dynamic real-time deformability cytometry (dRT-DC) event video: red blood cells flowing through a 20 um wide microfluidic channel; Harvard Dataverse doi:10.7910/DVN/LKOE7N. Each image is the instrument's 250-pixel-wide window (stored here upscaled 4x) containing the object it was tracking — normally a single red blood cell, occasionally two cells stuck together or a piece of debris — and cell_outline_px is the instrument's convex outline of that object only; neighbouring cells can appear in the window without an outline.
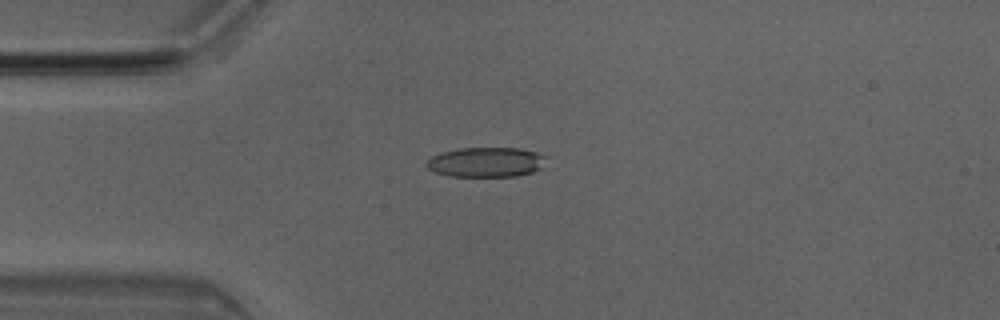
{"species": "Egyptian fruit bat (a non-hibernating species)", "species_latin": "Rousettus aegyptiacus", "temperature_condition": "room temperature", "stored_images_in_passage": 4, "camera_frame_rate_fps": 3000, "um_per_image_px": 0.085, "animal": {"sex": "male"}, "frame": {"image": 1, "passage_image": 4, "time_ms": 1.0, "image_size_px": [1000, 320], "cell_outline_px": [[548, 156], [540, 168], [532, 172], [516, 176], [448, 176], [436, 172], [428, 168], [424, 164], [432, 156], [440, 152], [460, 148], [520, 148], [536, 152]], "centroid_in_image_um": [41.31, 13.77], "position_along_channel_um": 43.7, "area_um2": 20.81}}